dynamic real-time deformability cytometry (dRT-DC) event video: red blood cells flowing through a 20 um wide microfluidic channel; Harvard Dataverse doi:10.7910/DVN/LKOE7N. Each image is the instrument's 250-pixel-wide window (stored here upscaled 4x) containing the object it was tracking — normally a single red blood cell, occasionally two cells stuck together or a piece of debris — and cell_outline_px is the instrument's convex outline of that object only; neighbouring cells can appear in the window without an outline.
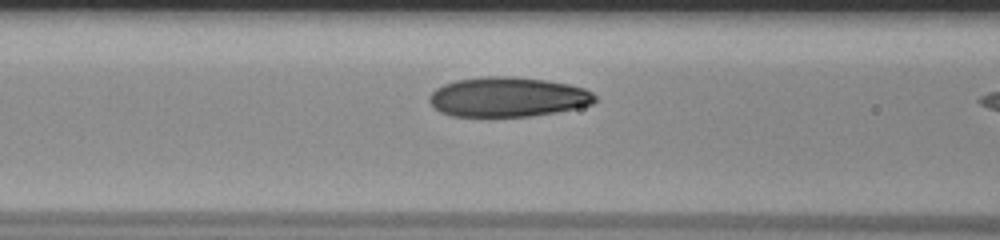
{"species": "human", "species_latin": "Homo sapiens", "temperature_condition": "room temperature", "stored_images_in_passage": 26, "camera_frame_rate_fps": 3000, "um_per_image_px": 0.085, "donor": {"sex": "male"}, "frame": {"image": 1, "passage_image": 8, "time_ms": 2.333, "image_size_px": [1000, 240], "cell_outline_px": [[596, 100], [592, 104], [576, 108], [556, 112], [532, 116], [452, 116], [440, 112], [428, 100], [428, 96], [436, 88], [444, 84], [456, 80], [484, 76], [512, 76], [548, 80], [568, 84], [584, 88], [592, 92], [596, 96]], "centroid_in_image_um": [43.16, 8.24], "position_along_channel_um": 123.4, "area_um2": 38.44}}
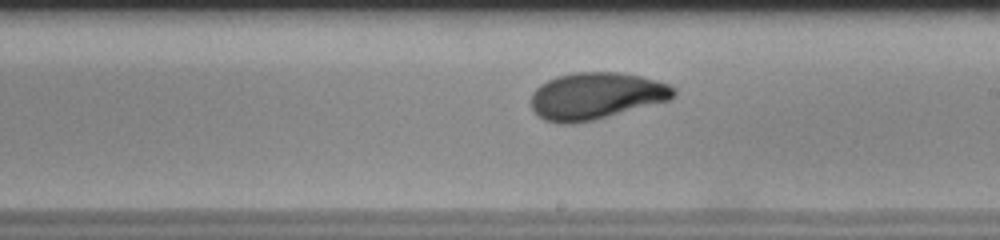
{"frame": {"image": 2, "passage_image": 17, "time_ms": 5.333, "image_size_px": [1000, 240], "cell_outline_px": [[676, 92], [668, 100], [592, 120], [572, 124], [560, 124], [544, 120], [536, 116], [532, 108], [532, 92], [540, 84], [556, 76], [576, 72], [616, 72], [640, 76], [668, 84], [676, 88]], "centroid_in_image_um": [50.6, 8.15], "position_along_channel_um": 238.4, "area_um2": 38.67}}
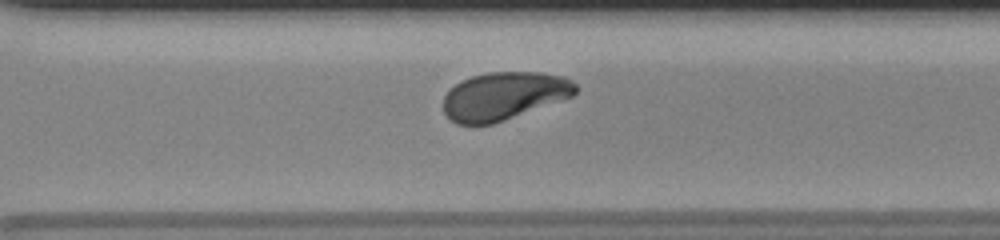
{"frame": {"image": 3, "passage_image": 24, "time_ms": 7.667, "image_size_px": [1000, 240], "cell_outline_px": [[580, 88], [572, 96], [492, 124], [456, 124], [444, 112], [444, 96], [456, 84], [472, 76], [488, 72], [540, 72], [564, 76], [572, 80]], "centroid_in_image_um": [42.86, 8.14], "position_along_channel_um": 327.7, "area_um2": 36.53}}